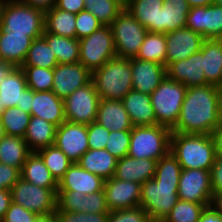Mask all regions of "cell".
I'll return each mask as SVG.
<instances>
[{
    "instance_id": "1",
    "label": "cell",
    "mask_w": 222,
    "mask_h": 222,
    "mask_svg": "<svg viewBox=\"0 0 222 222\" xmlns=\"http://www.w3.org/2000/svg\"><path fill=\"white\" fill-rule=\"evenodd\" d=\"M222 124V89L213 85L189 87L172 132L209 134Z\"/></svg>"
},
{
    "instance_id": "2",
    "label": "cell",
    "mask_w": 222,
    "mask_h": 222,
    "mask_svg": "<svg viewBox=\"0 0 222 222\" xmlns=\"http://www.w3.org/2000/svg\"><path fill=\"white\" fill-rule=\"evenodd\" d=\"M182 168L169 152L156 163L153 179L141 185L140 207L153 222H162L178 202V184Z\"/></svg>"
},
{
    "instance_id": "3",
    "label": "cell",
    "mask_w": 222,
    "mask_h": 222,
    "mask_svg": "<svg viewBox=\"0 0 222 222\" xmlns=\"http://www.w3.org/2000/svg\"><path fill=\"white\" fill-rule=\"evenodd\" d=\"M170 153L182 169L210 171L216 158L214 141L209 134L172 132Z\"/></svg>"
},
{
    "instance_id": "4",
    "label": "cell",
    "mask_w": 222,
    "mask_h": 222,
    "mask_svg": "<svg viewBox=\"0 0 222 222\" xmlns=\"http://www.w3.org/2000/svg\"><path fill=\"white\" fill-rule=\"evenodd\" d=\"M130 59L115 57L92 73L100 99L122 100L133 89Z\"/></svg>"
},
{
    "instance_id": "5",
    "label": "cell",
    "mask_w": 222,
    "mask_h": 222,
    "mask_svg": "<svg viewBox=\"0 0 222 222\" xmlns=\"http://www.w3.org/2000/svg\"><path fill=\"white\" fill-rule=\"evenodd\" d=\"M0 30L11 34H26L32 39L39 38L45 31V12L20 0H7Z\"/></svg>"
},
{
    "instance_id": "6",
    "label": "cell",
    "mask_w": 222,
    "mask_h": 222,
    "mask_svg": "<svg viewBox=\"0 0 222 222\" xmlns=\"http://www.w3.org/2000/svg\"><path fill=\"white\" fill-rule=\"evenodd\" d=\"M171 134L169 128L158 124L133 127L128 156L158 161L170 152Z\"/></svg>"
},
{
    "instance_id": "7",
    "label": "cell",
    "mask_w": 222,
    "mask_h": 222,
    "mask_svg": "<svg viewBox=\"0 0 222 222\" xmlns=\"http://www.w3.org/2000/svg\"><path fill=\"white\" fill-rule=\"evenodd\" d=\"M187 87L167 77L150 94L158 125L172 130L177 123Z\"/></svg>"
},
{
    "instance_id": "8",
    "label": "cell",
    "mask_w": 222,
    "mask_h": 222,
    "mask_svg": "<svg viewBox=\"0 0 222 222\" xmlns=\"http://www.w3.org/2000/svg\"><path fill=\"white\" fill-rule=\"evenodd\" d=\"M118 58H136L144 41L147 29L125 8L111 23Z\"/></svg>"
},
{
    "instance_id": "9",
    "label": "cell",
    "mask_w": 222,
    "mask_h": 222,
    "mask_svg": "<svg viewBox=\"0 0 222 222\" xmlns=\"http://www.w3.org/2000/svg\"><path fill=\"white\" fill-rule=\"evenodd\" d=\"M115 57L111 26H102L90 36L79 40V62L91 73Z\"/></svg>"
},
{
    "instance_id": "10",
    "label": "cell",
    "mask_w": 222,
    "mask_h": 222,
    "mask_svg": "<svg viewBox=\"0 0 222 222\" xmlns=\"http://www.w3.org/2000/svg\"><path fill=\"white\" fill-rule=\"evenodd\" d=\"M58 189L42 188L20 178L10 189L12 202L37 215L57 209Z\"/></svg>"
},
{
    "instance_id": "11",
    "label": "cell",
    "mask_w": 222,
    "mask_h": 222,
    "mask_svg": "<svg viewBox=\"0 0 222 222\" xmlns=\"http://www.w3.org/2000/svg\"><path fill=\"white\" fill-rule=\"evenodd\" d=\"M99 94L91 80L64 99L66 121L88 125L96 120Z\"/></svg>"
},
{
    "instance_id": "12",
    "label": "cell",
    "mask_w": 222,
    "mask_h": 222,
    "mask_svg": "<svg viewBox=\"0 0 222 222\" xmlns=\"http://www.w3.org/2000/svg\"><path fill=\"white\" fill-rule=\"evenodd\" d=\"M178 197L181 200L213 205L210 171L202 169H182L178 184Z\"/></svg>"
},
{
    "instance_id": "13",
    "label": "cell",
    "mask_w": 222,
    "mask_h": 222,
    "mask_svg": "<svg viewBox=\"0 0 222 222\" xmlns=\"http://www.w3.org/2000/svg\"><path fill=\"white\" fill-rule=\"evenodd\" d=\"M186 27L200 33L205 39H222V5L191 7Z\"/></svg>"
},
{
    "instance_id": "14",
    "label": "cell",
    "mask_w": 222,
    "mask_h": 222,
    "mask_svg": "<svg viewBox=\"0 0 222 222\" xmlns=\"http://www.w3.org/2000/svg\"><path fill=\"white\" fill-rule=\"evenodd\" d=\"M61 151L73 162L88 150L87 125L64 121L56 129L55 143Z\"/></svg>"
},
{
    "instance_id": "15",
    "label": "cell",
    "mask_w": 222,
    "mask_h": 222,
    "mask_svg": "<svg viewBox=\"0 0 222 222\" xmlns=\"http://www.w3.org/2000/svg\"><path fill=\"white\" fill-rule=\"evenodd\" d=\"M103 191L109 211L140 206L141 184L114 177L104 181Z\"/></svg>"
},
{
    "instance_id": "16",
    "label": "cell",
    "mask_w": 222,
    "mask_h": 222,
    "mask_svg": "<svg viewBox=\"0 0 222 222\" xmlns=\"http://www.w3.org/2000/svg\"><path fill=\"white\" fill-rule=\"evenodd\" d=\"M92 73L80 62L57 64L54 68L52 92L64 100L78 88L91 81Z\"/></svg>"
},
{
    "instance_id": "17",
    "label": "cell",
    "mask_w": 222,
    "mask_h": 222,
    "mask_svg": "<svg viewBox=\"0 0 222 222\" xmlns=\"http://www.w3.org/2000/svg\"><path fill=\"white\" fill-rule=\"evenodd\" d=\"M166 66L170 63L187 59L201 50L205 38L187 27L165 33Z\"/></svg>"
},
{
    "instance_id": "18",
    "label": "cell",
    "mask_w": 222,
    "mask_h": 222,
    "mask_svg": "<svg viewBox=\"0 0 222 222\" xmlns=\"http://www.w3.org/2000/svg\"><path fill=\"white\" fill-rule=\"evenodd\" d=\"M203 51L200 50L187 59L170 63L166 66V77L182 83L187 88L206 85L203 70Z\"/></svg>"
},
{
    "instance_id": "19",
    "label": "cell",
    "mask_w": 222,
    "mask_h": 222,
    "mask_svg": "<svg viewBox=\"0 0 222 222\" xmlns=\"http://www.w3.org/2000/svg\"><path fill=\"white\" fill-rule=\"evenodd\" d=\"M133 90L143 94H151L166 77V66L130 58Z\"/></svg>"
},
{
    "instance_id": "20",
    "label": "cell",
    "mask_w": 222,
    "mask_h": 222,
    "mask_svg": "<svg viewBox=\"0 0 222 222\" xmlns=\"http://www.w3.org/2000/svg\"><path fill=\"white\" fill-rule=\"evenodd\" d=\"M104 179L73 163L58 182V191H78L84 195L103 190Z\"/></svg>"
},
{
    "instance_id": "21",
    "label": "cell",
    "mask_w": 222,
    "mask_h": 222,
    "mask_svg": "<svg viewBox=\"0 0 222 222\" xmlns=\"http://www.w3.org/2000/svg\"><path fill=\"white\" fill-rule=\"evenodd\" d=\"M121 102L130 116L133 127L158 124L150 94H143L132 89L123 97Z\"/></svg>"
},
{
    "instance_id": "22",
    "label": "cell",
    "mask_w": 222,
    "mask_h": 222,
    "mask_svg": "<svg viewBox=\"0 0 222 222\" xmlns=\"http://www.w3.org/2000/svg\"><path fill=\"white\" fill-rule=\"evenodd\" d=\"M31 116H36L60 126L65 118L64 100L52 91H33Z\"/></svg>"
},
{
    "instance_id": "23",
    "label": "cell",
    "mask_w": 222,
    "mask_h": 222,
    "mask_svg": "<svg viewBox=\"0 0 222 222\" xmlns=\"http://www.w3.org/2000/svg\"><path fill=\"white\" fill-rule=\"evenodd\" d=\"M96 122L110 131L132 130L133 125L121 100L100 99Z\"/></svg>"
},
{
    "instance_id": "24",
    "label": "cell",
    "mask_w": 222,
    "mask_h": 222,
    "mask_svg": "<svg viewBox=\"0 0 222 222\" xmlns=\"http://www.w3.org/2000/svg\"><path fill=\"white\" fill-rule=\"evenodd\" d=\"M156 160L132 158L125 156L118 159L114 178L123 181H132L141 185L153 179L156 170Z\"/></svg>"
},
{
    "instance_id": "25",
    "label": "cell",
    "mask_w": 222,
    "mask_h": 222,
    "mask_svg": "<svg viewBox=\"0 0 222 222\" xmlns=\"http://www.w3.org/2000/svg\"><path fill=\"white\" fill-rule=\"evenodd\" d=\"M33 39L26 34H11L0 30V60L21 67Z\"/></svg>"
},
{
    "instance_id": "26",
    "label": "cell",
    "mask_w": 222,
    "mask_h": 222,
    "mask_svg": "<svg viewBox=\"0 0 222 222\" xmlns=\"http://www.w3.org/2000/svg\"><path fill=\"white\" fill-rule=\"evenodd\" d=\"M201 50L206 85L222 89V39H205Z\"/></svg>"
},
{
    "instance_id": "27",
    "label": "cell",
    "mask_w": 222,
    "mask_h": 222,
    "mask_svg": "<svg viewBox=\"0 0 222 222\" xmlns=\"http://www.w3.org/2000/svg\"><path fill=\"white\" fill-rule=\"evenodd\" d=\"M27 82L21 67H14L0 83L1 106L5 108L22 107L23 91Z\"/></svg>"
},
{
    "instance_id": "28",
    "label": "cell",
    "mask_w": 222,
    "mask_h": 222,
    "mask_svg": "<svg viewBox=\"0 0 222 222\" xmlns=\"http://www.w3.org/2000/svg\"><path fill=\"white\" fill-rule=\"evenodd\" d=\"M164 0H127L125 9L139 21L148 32L159 33L160 8Z\"/></svg>"
},
{
    "instance_id": "29",
    "label": "cell",
    "mask_w": 222,
    "mask_h": 222,
    "mask_svg": "<svg viewBox=\"0 0 222 222\" xmlns=\"http://www.w3.org/2000/svg\"><path fill=\"white\" fill-rule=\"evenodd\" d=\"M117 161L106 149H88L77 163L83 169L106 180L114 177Z\"/></svg>"
},
{
    "instance_id": "30",
    "label": "cell",
    "mask_w": 222,
    "mask_h": 222,
    "mask_svg": "<svg viewBox=\"0 0 222 222\" xmlns=\"http://www.w3.org/2000/svg\"><path fill=\"white\" fill-rule=\"evenodd\" d=\"M190 8L187 0H164L160 8L159 33L165 34L186 27Z\"/></svg>"
},
{
    "instance_id": "31",
    "label": "cell",
    "mask_w": 222,
    "mask_h": 222,
    "mask_svg": "<svg viewBox=\"0 0 222 222\" xmlns=\"http://www.w3.org/2000/svg\"><path fill=\"white\" fill-rule=\"evenodd\" d=\"M57 126L42 118L31 116L24 140L31 152L51 146L55 143Z\"/></svg>"
},
{
    "instance_id": "32",
    "label": "cell",
    "mask_w": 222,
    "mask_h": 222,
    "mask_svg": "<svg viewBox=\"0 0 222 222\" xmlns=\"http://www.w3.org/2000/svg\"><path fill=\"white\" fill-rule=\"evenodd\" d=\"M20 175L23 180L33 185L42 188L58 189V182L36 152H32L27 157L20 171Z\"/></svg>"
},
{
    "instance_id": "33",
    "label": "cell",
    "mask_w": 222,
    "mask_h": 222,
    "mask_svg": "<svg viewBox=\"0 0 222 222\" xmlns=\"http://www.w3.org/2000/svg\"><path fill=\"white\" fill-rule=\"evenodd\" d=\"M31 153L23 137L5 135L0 140V163L16 167L21 171Z\"/></svg>"
},
{
    "instance_id": "34",
    "label": "cell",
    "mask_w": 222,
    "mask_h": 222,
    "mask_svg": "<svg viewBox=\"0 0 222 222\" xmlns=\"http://www.w3.org/2000/svg\"><path fill=\"white\" fill-rule=\"evenodd\" d=\"M76 14L60 10L55 6L45 12V30L49 33L76 38Z\"/></svg>"
},
{
    "instance_id": "35",
    "label": "cell",
    "mask_w": 222,
    "mask_h": 222,
    "mask_svg": "<svg viewBox=\"0 0 222 222\" xmlns=\"http://www.w3.org/2000/svg\"><path fill=\"white\" fill-rule=\"evenodd\" d=\"M52 51L58 64H74L79 62V40L67 38L44 31L42 35Z\"/></svg>"
},
{
    "instance_id": "36",
    "label": "cell",
    "mask_w": 222,
    "mask_h": 222,
    "mask_svg": "<svg viewBox=\"0 0 222 222\" xmlns=\"http://www.w3.org/2000/svg\"><path fill=\"white\" fill-rule=\"evenodd\" d=\"M166 66V38L164 33L148 32L136 56Z\"/></svg>"
},
{
    "instance_id": "37",
    "label": "cell",
    "mask_w": 222,
    "mask_h": 222,
    "mask_svg": "<svg viewBox=\"0 0 222 222\" xmlns=\"http://www.w3.org/2000/svg\"><path fill=\"white\" fill-rule=\"evenodd\" d=\"M58 64L55 53L48 45L46 39L41 36L33 39L22 66H37L54 69Z\"/></svg>"
},
{
    "instance_id": "38",
    "label": "cell",
    "mask_w": 222,
    "mask_h": 222,
    "mask_svg": "<svg viewBox=\"0 0 222 222\" xmlns=\"http://www.w3.org/2000/svg\"><path fill=\"white\" fill-rule=\"evenodd\" d=\"M124 8L120 0H84V10L92 13L103 26H110Z\"/></svg>"
},
{
    "instance_id": "39",
    "label": "cell",
    "mask_w": 222,
    "mask_h": 222,
    "mask_svg": "<svg viewBox=\"0 0 222 222\" xmlns=\"http://www.w3.org/2000/svg\"><path fill=\"white\" fill-rule=\"evenodd\" d=\"M57 182L64 176L73 162L55 144L36 152Z\"/></svg>"
},
{
    "instance_id": "40",
    "label": "cell",
    "mask_w": 222,
    "mask_h": 222,
    "mask_svg": "<svg viewBox=\"0 0 222 222\" xmlns=\"http://www.w3.org/2000/svg\"><path fill=\"white\" fill-rule=\"evenodd\" d=\"M0 117L6 135L25 137L27 126L31 119V114L22 111L17 106H14L6 108Z\"/></svg>"
},
{
    "instance_id": "41",
    "label": "cell",
    "mask_w": 222,
    "mask_h": 222,
    "mask_svg": "<svg viewBox=\"0 0 222 222\" xmlns=\"http://www.w3.org/2000/svg\"><path fill=\"white\" fill-rule=\"evenodd\" d=\"M205 209L204 204L179 199L162 222H199Z\"/></svg>"
},
{
    "instance_id": "42",
    "label": "cell",
    "mask_w": 222,
    "mask_h": 222,
    "mask_svg": "<svg viewBox=\"0 0 222 222\" xmlns=\"http://www.w3.org/2000/svg\"><path fill=\"white\" fill-rule=\"evenodd\" d=\"M21 69L30 89L36 92L52 90L54 69L37 66H21Z\"/></svg>"
},
{
    "instance_id": "43",
    "label": "cell",
    "mask_w": 222,
    "mask_h": 222,
    "mask_svg": "<svg viewBox=\"0 0 222 222\" xmlns=\"http://www.w3.org/2000/svg\"><path fill=\"white\" fill-rule=\"evenodd\" d=\"M131 130L110 131L105 149L117 159L128 155Z\"/></svg>"
},
{
    "instance_id": "44",
    "label": "cell",
    "mask_w": 222,
    "mask_h": 222,
    "mask_svg": "<svg viewBox=\"0 0 222 222\" xmlns=\"http://www.w3.org/2000/svg\"><path fill=\"white\" fill-rule=\"evenodd\" d=\"M76 38L78 40L90 36L100 29L103 24L89 11L82 10L76 14Z\"/></svg>"
},
{
    "instance_id": "45",
    "label": "cell",
    "mask_w": 222,
    "mask_h": 222,
    "mask_svg": "<svg viewBox=\"0 0 222 222\" xmlns=\"http://www.w3.org/2000/svg\"><path fill=\"white\" fill-rule=\"evenodd\" d=\"M107 222H153L148 213L140 206L110 211Z\"/></svg>"
},
{
    "instance_id": "46",
    "label": "cell",
    "mask_w": 222,
    "mask_h": 222,
    "mask_svg": "<svg viewBox=\"0 0 222 222\" xmlns=\"http://www.w3.org/2000/svg\"><path fill=\"white\" fill-rule=\"evenodd\" d=\"M84 196L78 191H58L57 209L65 212H82V197Z\"/></svg>"
},
{
    "instance_id": "47",
    "label": "cell",
    "mask_w": 222,
    "mask_h": 222,
    "mask_svg": "<svg viewBox=\"0 0 222 222\" xmlns=\"http://www.w3.org/2000/svg\"><path fill=\"white\" fill-rule=\"evenodd\" d=\"M58 222H107L108 213L65 212L56 209Z\"/></svg>"
},
{
    "instance_id": "48",
    "label": "cell",
    "mask_w": 222,
    "mask_h": 222,
    "mask_svg": "<svg viewBox=\"0 0 222 222\" xmlns=\"http://www.w3.org/2000/svg\"><path fill=\"white\" fill-rule=\"evenodd\" d=\"M87 133L90 149H105L110 130L94 121L87 125Z\"/></svg>"
},
{
    "instance_id": "49",
    "label": "cell",
    "mask_w": 222,
    "mask_h": 222,
    "mask_svg": "<svg viewBox=\"0 0 222 222\" xmlns=\"http://www.w3.org/2000/svg\"><path fill=\"white\" fill-rule=\"evenodd\" d=\"M82 212L109 213L104 191L94 192L82 197Z\"/></svg>"
},
{
    "instance_id": "50",
    "label": "cell",
    "mask_w": 222,
    "mask_h": 222,
    "mask_svg": "<svg viewBox=\"0 0 222 222\" xmlns=\"http://www.w3.org/2000/svg\"><path fill=\"white\" fill-rule=\"evenodd\" d=\"M36 216L37 214L12 202L1 222H34Z\"/></svg>"
},
{
    "instance_id": "51",
    "label": "cell",
    "mask_w": 222,
    "mask_h": 222,
    "mask_svg": "<svg viewBox=\"0 0 222 222\" xmlns=\"http://www.w3.org/2000/svg\"><path fill=\"white\" fill-rule=\"evenodd\" d=\"M20 178L18 168L0 163V190H10Z\"/></svg>"
},
{
    "instance_id": "52",
    "label": "cell",
    "mask_w": 222,
    "mask_h": 222,
    "mask_svg": "<svg viewBox=\"0 0 222 222\" xmlns=\"http://www.w3.org/2000/svg\"><path fill=\"white\" fill-rule=\"evenodd\" d=\"M211 187L213 197L222 193V158H215L214 164L210 170Z\"/></svg>"
},
{
    "instance_id": "53",
    "label": "cell",
    "mask_w": 222,
    "mask_h": 222,
    "mask_svg": "<svg viewBox=\"0 0 222 222\" xmlns=\"http://www.w3.org/2000/svg\"><path fill=\"white\" fill-rule=\"evenodd\" d=\"M55 7L73 14H78L84 10V0H57Z\"/></svg>"
},
{
    "instance_id": "54",
    "label": "cell",
    "mask_w": 222,
    "mask_h": 222,
    "mask_svg": "<svg viewBox=\"0 0 222 222\" xmlns=\"http://www.w3.org/2000/svg\"><path fill=\"white\" fill-rule=\"evenodd\" d=\"M199 222H222V215L213 207H206L202 212Z\"/></svg>"
},
{
    "instance_id": "55",
    "label": "cell",
    "mask_w": 222,
    "mask_h": 222,
    "mask_svg": "<svg viewBox=\"0 0 222 222\" xmlns=\"http://www.w3.org/2000/svg\"><path fill=\"white\" fill-rule=\"evenodd\" d=\"M33 8L40 9L44 12L52 9L56 5L57 0H20Z\"/></svg>"
},
{
    "instance_id": "56",
    "label": "cell",
    "mask_w": 222,
    "mask_h": 222,
    "mask_svg": "<svg viewBox=\"0 0 222 222\" xmlns=\"http://www.w3.org/2000/svg\"><path fill=\"white\" fill-rule=\"evenodd\" d=\"M215 145L216 158H222V124L211 133Z\"/></svg>"
},
{
    "instance_id": "57",
    "label": "cell",
    "mask_w": 222,
    "mask_h": 222,
    "mask_svg": "<svg viewBox=\"0 0 222 222\" xmlns=\"http://www.w3.org/2000/svg\"><path fill=\"white\" fill-rule=\"evenodd\" d=\"M11 203L10 190H0V220L4 217Z\"/></svg>"
},
{
    "instance_id": "58",
    "label": "cell",
    "mask_w": 222,
    "mask_h": 222,
    "mask_svg": "<svg viewBox=\"0 0 222 222\" xmlns=\"http://www.w3.org/2000/svg\"><path fill=\"white\" fill-rule=\"evenodd\" d=\"M32 99H33V90L27 87L23 91V100H22V107H19L22 111L31 113L32 107Z\"/></svg>"
},
{
    "instance_id": "59",
    "label": "cell",
    "mask_w": 222,
    "mask_h": 222,
    "mask_svg": "<svg viewBox=\"0 0 222 222\" xmlns=\"http://www.w3.org/2000/svg\"><path fill=\"white\" fill-rule=\"evenodd\" d=\"M34 222H58L55 212L44 215H37Z\"/></svg>"
},
{
    "instance_id": "60",
    "label": "cell",
    "mask_w": 222,
    "mask_h": 222,
    "mask_svg": "<svg viewBox=\"0 0 222 222\" xmlns=\"http://www.w3.org/2000/svg\"><path fill=\"white\" fill-rule=\"evenodd\" d=\"M14 66L6 61L0 60V83L3 77H5Z\"/></svg>"
},
{
    "instance_id": "61",
    "label": "cell",
    "mask_w": 222,
    "mask_h": 222,
    "mask_svg": "<svg viewBox=\"0 0 222 222\" xmlns=\"http://www.w3.org/2000/svg\"><path fill=\"white\" fill-rule=\"evenodd\" d=\"M190 7L209 6L213 0H187Z\"/></svg>"
},
{
    "instance_id": "62",
    "label": "cell",
    "mask_w": 222,
    "mask_h": 222,
    "mask_svg": "<svg viewBox=\"0 0 222 222\" xmlns=\"http://www.w3.org/2000/svg\"><path fill=\"white\" fill-rule=\"evenodd\" d=\"M212 206L222 215V193L214 197Z\"/></svg>"
},
{
    "instance_id": "63",
    "label": "cell",
    "mask_w": 222,
    "mask_h": 222,
    "mask_svg": "<svg viewBox=\"0 0 222 222\" xmlns=\"http://www.w3.org/2000/svg\"><path fill=\"white\" fill-rule=\"evenodd\" d=\"M7 0H0V25L2 23V14Z\"/></svg>"
},
{
    "instance_id": "64",
    "label": "cell",
    "mask_w": 222,
    "mask_h": 222,
    "mask_svg": "<svg viewBox=\"0 0 222 222\" xmlns=\"http://www.w3.org/2000/svg\"><path fill=\"white\" fill-rule=\"evenodd\" d=\"M5 130H4V126L2 124V121H1V117H0V140L5 136Z\"/></svg>"
},
{
    "instance_id": "65",
    "label": "cell",
    "mask_w": 222,
    "mask_h": 222,
    "mask_svg": "<svg viewBox=\"0 0 222 222\" xmlns=\"http://www.w3.org/2000/svg\"><path fill=\"white\" fill-rule=\"evenodd\" d=\"M5 107L1 106V101H0V116L3 114V112L5 111Z\"/></svg>"
},
{
    "instance_id": "66",
    "label": "cell",
    "mask_w": 222,
    "mask_h": 222,
    "mask_svg": "<svg viewBox=\"0 0 222 222\" xmlns=\"http://www.w3.org/2000/svg\"><path fill=\"white\" fill-rule=\"evenodd\" d=\"M214 4H217V5H222V0H213Z\"/></svg>"
},
{
    "instance_id": "67",
    "label": "cell",
    "mask_w": 222,
    "mask_h": 222,
    "mask_svg": "<svg viewBox=\"0 0 222 222\" xmlns=\"http://www.w3.org/2000/svg\"><path fill=\"white\" fill-rule=\"evenodd\" d=\"M120 1H122L124 4L127 2V0H120Z\"/></svg>"
}]
</instances>
